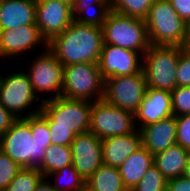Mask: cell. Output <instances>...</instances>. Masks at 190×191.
<instances>
[{
  "label": "cell",
  "instance_id": "obj_1",
  "mask_svg": "<svg viewBox=\"0 0 190 191\" xmlns=\"http://www.w3.org/2000/svg\"><path fill=\"white\" fill-rule=\"evenodd\" d=\"M42 103L52 144L71 146L76 135L89 131L92 102L61 96Z\"/></svg>",
  "mask_w": 190,
  "mask_h": 191
},
{
  "label": "cell",
  "instance_id": "obj_2",
  "mask_svg": "<svg viewBox=\"0 0 190 191\" xmlns=\"http://www.w3.org/2000/svg\"><path fill=\"white\" fill-rule=\"evenodd\" d=\"M102 45V28L73 21L64 32L48 43V49L63 66L98 64Z\"/></svg>",
  "mask_w": 190,
  "mask_h": 191
},
{
  "label": "cell",
  "instance_id": "obj_3",
  "mask_svg": "<svg viewBox=\"0 0 190 191\" xmlns=\"http://www.w3.org/2000/svg\"><path fill=\"white\" fill-rule=\"evenodd\" d=\"M51 144L32 138L31 116L16 119L0 137V149L22 168H38Z\"/></svg>",
  "mask_w": 190,
  "mask_h": 191
},
{
  "label": "cell",
  "instance_id": "obj_4",
  "mask_svg": "<svg viewBox=\"0 0 190 191\" xmlns=\"http://www.w3.org/2000/svg\"><path fill=\"white\" fill-rule=\"evenodd\" d=\"M150 45L185 48L187 23L168 0H155L145 18Z\"/></svg>",
  "mask_w": 190,
  "mask_h": 191
},
{
  "label": "cell",
  "instance_id": "obj_5",
  "mask_svg": "<svg viewBox=\"0 0 190 191\" xmlns=\"http://www.w3.org/2000/svg\"><path fill=\"white\" fill-rule=\"evenodd\" d=\"M102 30L103 44L136 51L141 53V56L150 46L145 19L123 16L111 11Z\"/></svg>",
  "mask_w": 190,
  "mask_h": 191
},
{
  "label": "cell",
  "instance_id": "obj_6",
  "mask_svg": "<svg viewBox=\"0 0 190 191\" xmlns=\"http://www.w3.org/2000/svg\"><path fill=\"white\" fill-rule=\"evenodd\" d=\"M183 49L180 46H149L142 59L147 87L170 92L176 88V66Z\"/></svg>",
  "mask_w": 190,
  "mask_h": 191
},
{
  "label": "cell",
  "instance_id": "obj_7",
  "mask_svg": "<svg viewBox=\"0 0 190 191\" xmlns=\"http://www.w3.org/2000/svg\"><path fill=\"white\" fill-rule=\"evenodd\" d=\"M61 96L90 102L103 99L104 79L98 64L80 63L64 66Z\"/></svg>",
  "mask_w": 190,
  "mask_h": 191
},
{
  "label": "cell",
  "instance_id": "obj_8",
  "mask_svg": "<svg viewBox=\"0 0 190 191\" xmlns=\"http://www.w3.org/2000/svg\"><path fill=\"white\" fill-rule=\"evenodd\" d=\"M35 100L45 101L35 94L26 72L21 70L15 73L10 72L4 76L0 75V104L16 119L39 113L43 103H39L38 108L32 109L28 114L23 113L26 111L25 109L28 110L31 107Z\"/></svg>",
  "mask_w": 190,
  "mask_h": 191
},
{
  "label": "cell",
  "instance_id": "obj_9",
  "mask_svg": "<svg viewBox=\"0 0 190 191\" xmlns=\"http://www.w3.org/2000/svg\"><path fill=\"white\" fill-rule=\"evenodd\" d=\"M134 114L107 103L104 99L92 102L89 131L100 139L132 134L135 128Z\"/></svg>",
  "mask_w": 190,
  "mask_h": 191
},
{
  "label": "cell",
  "instance_id": "obj_10",
  "mask_svg": "<svg viewBox=\"0 0 190 191\" xmlns=\"http://www.w3.org/2000/svg\"><path fill=\"white\" fill-rule=\"evenodd\" d=\"M147 90L143 70L137 74L109 77L104 80V100L133 114L138 110Z\"/></svg>",
  "mask_w": 190,
  "mask_h": 191
},
{
  "label": "cell",
  "instance_id": "obj_11",
  "mask_svg": "<svg viewBox=\"0 0 190 191\" xmlns=\"http://www.w3.org/2000/svg\"><path fill=\"white\" fill-rule=\"evenodd\" d=\"M35 60V61H34ZM32 61L27 75L35 94L54 92L48 99L61 97L63 88L64 66L47 48Z\"/></svg>",
  "mask_w": 190,
  "mask_h": 191
},
{
  "label": "cell",
  "instance_id": "obj_12",
  "mask_svg": "<svg viewBox=\"0 0 190 191\" xmlns=\"http://www.w3.org/2000/svg\"><path fill=\"white\" fill-rule=\"evenodd\" d=\"M74 21L72 4L64 0H36L35 24L49 43Z\"/></svg>",
  "mask_w": 190,
  "mask_h": 191
},
{
  "label": "cell",
  "instance_id": "obj_13",
  "mask_svg": "<svg viewBox=\"0 0 190 191\" xmlns=\"http://www.w3.org/2000/svg\"><path fill=\"white\" fill-rule=\"evenodd\" d=\"M140 55L136 51L103 44L98 62L101 77L105 80L109 77L127 76L141 72L143 56Z\"/></svg>",
  "mask_w": 190,
  "mask_h": 191
},
{
  "label": "cell",
  "instance_id": "obj_14",
  "mask_svg": "<svg viewBox=\"0 0 190 191\" xmlns=\"http://www.w3.org/2000/svg\"><path fill=\"white\" fill-rule=\"evenodd\" d=\"M71 151L72 165L85 180L103 165L102 141L90 131L74 137Z\"/></svg>",
  "mask_w": 190,
  "mask_h": 191
},
{
  "label": "cell",
  "instance_id": "obj_15",
  "mask_svg": "<svg viewBox=\"0 0 190 191\" xmlns=\"http://www.w3.org/2000/svg\"><path fill=\"white\" fill-rule=\"evenodd\" d=\"M44 44L48 48L47 41L42 37L36 25H24L15 29L0 30V58H12L20 56L23 52H29L33 47Z\"/></svg>",
  "mask_w": 190,
  "mask_h": 191
},
{
  "label": "cell",
  "instance_id": "obj_16",
  "mask_svg": "<svg viewBox=\"0 0 190 191\" xmlns=\"http://www.w3.org/2000/svg\"><path fill=\"white\" fill-rule=\"evenodd\" d=\"M173 116L171 92L147 87L146 94L138 110L134 113L135 126L139 122L140 130L143 126L156 123L162 119Z\"/></svg>",
  "mask_w": 190,
  "mask_h": 191
},
{
  "label": "cell",
  "instance_id": "obj_17",
  "mask_svg": "<svg viewBox=\"0 0 190 191\" xmlns=\"http://www.w3.org/2000/svg\"><path fill=\"white\" fill-rule=\"evenodd\" d=\"M139 131L142 146L154 156L176 144V117L143 126Z\"/></svg>",
  "mask_w": 190,
  "mask_h": 191
},
{
  "label": "cell",
  "instance_id": "obj_18",
  "mask_svg": "<svg viewBox=\"0 0 190 191\" xmlns=\"http://www.w3.org/2000/svg\"><path fill=\"white\" fill-rule=\"evenodd\" d=\"M36 0H0V30L36 25Z\"/></svg>",
  "mask_w": 190,
  "mask_h": 191
},
{
  "label": "cell",
  "instance_id": "obj_19",
  "mask_svg": "<svg viewBox=\"0 0 190 191\" xmlns=\"http://www.w3.org/2000/svg\"><path fill=\"white\" fill-rule=\"evenodd\" d=\"M101 141L103 164L117 168L142 145L138 129L132 134L108 137Z\"/></svg>",
  "mask_w": 190,
  "mask_h": 191
},
{
  "label": "cell",
  "instance_id": "obj_20",
  "mask_svg": "<svg viewBox=\"0 0 190 191\" xmlns=\"http://www.w3.org/2000/svg\"><path fill=\"white\" fill-rule=\"evenodd\" d=\"M154 156L142 145L119 166L123 184L131 191L153 164Z\"/></svg>",
  "mask_w": 190,
  "mask_h": 191
},
{
  "label": "cell",
  "instance_id": "obj_21",
  "mask_svg": "<svg viewBox=\"0 0 190 191\" xmlns=\"http://www.w3.org/2000/svg\"><path fill=\"white\" fill-rule=\"evenodd\" d=\"M189 156L190 151L175 144L165 151L155 154L153 164L169 180L183 176Z\"/></svg>",
  "mask_w": 190,
  "mask_h": 191
},
{
  "label": "cell",
  "instance_id": "obj_22",
  "mask_svg": "<svg viewBox=\"0 0 190 191\" xmlns=\"http://www.w3.org/2000/svg\"><path fill=\"white\" fill-rule=\"evenodd\" d=\"M85 181L89 191H128L117 167L103 164Z\"/></svg>",
  "mask_w": 190,
  "mask_h": 191
},
{
  "label": "cell",
  "instance_id": "obj_23",
  "mask_svg": "<svg viewBox=\"0 0 190 191\" xmlns=\"http://www.w3.org/2000/svg\"><path fill=\"white\" fill-rule=\"evenodd\" d=\"M70 164H72L71 146L51 144L46 149L42 164L38 169L46 177Z\"/></svg>",
  "mask_w": 190,
  "mask_h": 191
},
{
  "label": "cell",
  "instance_id": "obj_24",
  "mask_svg": "<svg viewBox=\"0 0 190 191\" xmlns=\"http://www.w3.org/2000/svg\"><path fill=\"white\" fill-rule=\"evenodd\" d=\"M53 176L57 177L55 178V183L51 184L56 191H82L86 188L85 179L78 173L77 169L72 164L52 172L45 178L50 180ZM63 180L66 181V185L65 183H61Z\"/></svg>",
  "mask_w": 190,
  "mask_h": 191
},
{
  "label": "cell",
  "instance_id": "obj_25",
  "mask_svg": "<svg viewBox=\"0 0 190 191\" xmlns=\"http://www.w3.org/2000/svg\"><path fill=\"white\" fill-rule=\"evenodd\" d=\"M155 0H111L113 12L130 17L145 19Z\"/></svg>",
  "mask_w": 190,
  "mask_h": 191
},
{
  "label": "cell",
  "instance_id": "obj_26",
  "mask_svg": "<svg viewBox=\"0 0 190 191\" xmlns=\"http://www.w3.org/2000/svg\"><path fill=\"white\" fill-rule=\"evenodd\" d=\"M43 178L38 168H21L3 191H34Z\"/></svg>",
  "mask_w": 190,
  "mask_h": 191
},
{
  "label": "cell",
  "instance_id": "obj_27",
  "mask_svg": "<svg viewBox=\"0 0 190 191\" xmlns=\"http://www.w3.org/2000/svg\"><path fill=\"white\" fill-rule=\"evenodd\" d=\"M112 11L111 4H93L85 7L75 17L74 21L83 25H92L102 28L108 14Z\"/></svg>",
  "mask_w": 190,
  "mask_h": 191
},
{
  "label": "cell",
  "instance_id": "obj_28",
  "mask_svg": "<svg viewBox=\"0 0 190 191\" xmlns=\"http://www.w3.org/2000/svg\"><path fill=\"white\" fill-rule=\"evenodd\" d=\"M168 179L152 164L131 191H166Z\"/></svg>",
  "mask_w": 190,
  "mask_h": 191
},
{
  "label": "cell",
  "instance_id": "obj_29",
  "mask_svg": "<svg viewBox=\"0 0 190 191\" xmlns=\"http://www.w3.org/2000/svg\"><path fill=\"white\" fill-rule=\"evenodd\" d=\"M173 116L190 114V86L176 87L171 92Z\"/></svg>",
  "mask_w": 190,
  "mask_h": 191
},
{
  "label": "cell",
  "instance_id": "obj_30",
  "mask_svg": "<svg viewBox=\"0 0 190 191\" xmlns=\"http://www.w3.org/2000/svg\"><path fill=\"white\" fill-rule=\"evenodd\" d=\"M21 168L0 149V191L10 184Z\"/></svg>",
  "mask_w": 190,
  "mask_h": 191
},
{
  "label": "cell",
  "instance_id": "obj_31",
  "mask_svg": "<svg viewBox=\"0 0 190 191\" xmlns=\"http://www.w3.org/2000/svg\"><path fill=\"white\" fill-rule=\"evenodd\" d=\"M31 132L38 143H51L47 116L42 111L31 115Z\"/></svg>",
  "mask_w": 190,
  "mask_h": 191
},
{
  "label": "cell",
  "instance_id": "obj_32",
  "mask_svg": "<svg viewBox=\"0 0 190 191\" xmlns=\"http://www.w3.org/2000/svg\"><path fill=\"white\" fill-rule=\"evenodd\" d=\"M190 86V49L184 48L179 54L176 66V87Z\"/></svg>",
  "mask_w": 190,
  "mask_h": 191
},
{
  "label": "cell",
  "instance_id": "obj_33",
  "mask_svg": "<svg viewBox=\"0 0 190 191\" xmlns=\"http://www.w3.org/2000/svg\"><path fill=\"white\" fill-rule=\"evenodd\" d=\"M176 144L190 151V114L176 116Z\"/></svg>",
  "mask_w": 190,
  "mask_h": 191
},
{
  "label": "cell",
  "instance_id": "obj_34",
  "mask_svg": "<svg viewBox=\"0 0 190 191\" xmlns=\"http://www.w3.org/2000/svg\"><path fill=\"white\" fill-rule=\"evenodd\" d=\"M186 23L190 20V0H168Z\"/></svg>",
  "mask_w": 190,
  "mask_h": 191
},
{
  "label": "cell",
  "instance_id": "obj_35",
  "mask_svg": "<svg viewBox=\"0 0 190 191\" xmlns=\"http://www.w3.org/2000/svg\"><path fill=\"white\" fill-rule=\"evenodd\" d=\"M166 191H190V180L184 176L169 179Z\"/></svg>",
  "mask_w": 190,
  "mask_h": 191
},
{
  "label": "cell",
  "instance_id": "obj_36",
  "mask_svg": "<svg viewBox=\"0 0 190 191\" xmlns=\"http://www.w3.org/2000/svg\"><path fill=\"white\" fill-rule=\"evenodd\" d=\"M16 118L0 104V137L11 127Z\"/></svg>",
  "mask_w": 190,
  "mask_h": 191
},
{
  "label": "cell",
  "instance_id": "obj_37",
  "mask_svg": "<svg viewBox=\"0 0 190 191\" xmlns=\"http://www.w3.org/2000/svg\"><path fill=\"white\" fill-rule=\"evenodd\" d=\"M93 4H111V0H74L72 3L73 18L85 7L92 6Z\"/></svg>",
  "mask_w": 190,
  "mask_h": 191
},
{
  "label": "cell",
  "instance_id": "obj_38",
  "mask_svg": "<svg viewBox=\"0 0 190 191\" xmlns=\"http://www.w3.org/2000/svg\"><path fill=\"white\" fill-rule=\"evenodd\" d=\"M44 177L39 184L37 185V187L35 188L34 191H56L52 185L50 181H47V179ZM47 181V182H46Z\"/></svg>",
  "mask_w": 190,
  "mask_h": 191
},
{
  "label": "cell",
  "instance_id": "obj_39",
  "mask_svg": "<svg viewBox=\"0 0 190 191\" xmlns=\"http://www.w3.org/2000/svg\"><path fill=\"white\" fill-rule=\"evenodd\" d=\"M186 27L185 48L190 49V20L187 22Z\"/></svg>",
  "mask_w": 190,
  "mask_h": 191
},
{
  "label": "cell",
  "instance_id": "obj_40",
  "mask_svg": "<svg viewBox=\"0 0 190 191\" xmlns=\"http://www.w3.org/2000/svg\"><path fill=\"white\" fill-rule=\"evenodd\" d=\"M183 176L190 180V156H189L186 168L184 170Z\"/></svg>",
  "mask_w": 190,
  "mask_h": 191
},
{
  "label": "cell",
  "instance_id": "obj_41",
  "mask_svg": "<svg viewBox=\"0 0 190 191\" xmlns=\"http://www.w3.org/2000/svg\"><path fill=\"white\" fill-rule=\"evenodd\" d=\"M64 1L69 2V3L72 4L74 0H64Z\"/></svg>",
  "mask_w": 190,
  "mask_h": 191
}]
</instances>
